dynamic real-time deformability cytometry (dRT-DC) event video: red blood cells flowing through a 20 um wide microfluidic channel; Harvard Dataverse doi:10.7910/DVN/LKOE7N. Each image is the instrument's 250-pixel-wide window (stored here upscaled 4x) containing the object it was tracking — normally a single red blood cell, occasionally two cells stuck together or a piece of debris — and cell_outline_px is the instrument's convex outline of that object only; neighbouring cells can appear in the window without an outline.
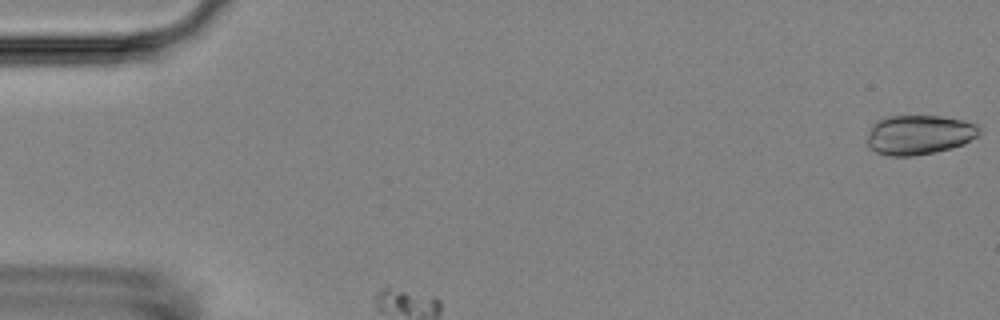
{"species": "Egyptian fruit bat (a non-hibernating species)", "species_latin": "Rousettus aegyptiacus", "temperature_condition": "room temperature", "stored_images_in_passage": 5, "segment_of_instrument_passage": [1, 2], "camera_frame_rate_fps": 3000, "um_per_image_px": 0.085, "animal": {"sex": "female"}, "frame": {"image": 1, "passage_image": 1, "time_ms": 0.0, "image_size_px": [1000, 320], "cell_outline_px": [[980, 132], [976, 136], [964, 144], [952, 148], [912, 156], [888, 156], [876, 152], [868, 144], [868, 128], [876, 120], [888, 116], [940, 116], [964, 120], [976, 124], [980, 128]], "centroid_in_image_um": [78.1, 11.44], "position_along_channel_um": 6.9, "area_um2": 25.89}}